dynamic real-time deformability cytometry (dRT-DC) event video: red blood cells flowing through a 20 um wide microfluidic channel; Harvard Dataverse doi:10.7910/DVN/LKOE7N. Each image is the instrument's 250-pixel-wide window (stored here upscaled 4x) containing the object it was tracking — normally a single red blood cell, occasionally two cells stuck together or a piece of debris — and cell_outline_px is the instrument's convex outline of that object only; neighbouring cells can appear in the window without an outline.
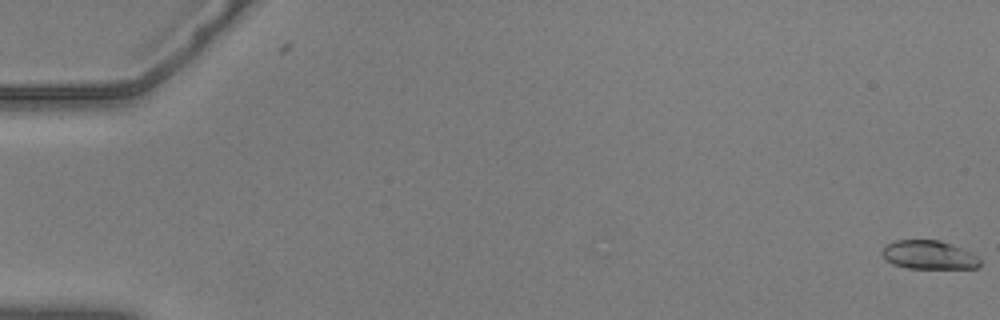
{"species": "common noctule bat (a hibernating species)", "species_latin": "Nyctalus noctula", "temperature_condition": "warm", "stored_images_in_passage": 2, "camera_frame_rate_fps": 3000, "um_per_image_px": 0.085, "animal": {"sex": "male", "body_mass_g": 20.5, "forearm_length_mm": 52.5}, "frame": {"image": 1, "passage_image": 2, "time_ms": 0.333, "image_size_px": [1000, 320], "cell_outline_px": [[980, 264], [976, 268], [908, 268], [892, 264], [884, 260], [880, 252], [884, 244], [896, 240], [940, 240], [972, 252], [980, 260]], "centroid_in_image_um": [78.89, 21.66], "position_along_channel_um": 6.1, "area_um2": 16.53}}